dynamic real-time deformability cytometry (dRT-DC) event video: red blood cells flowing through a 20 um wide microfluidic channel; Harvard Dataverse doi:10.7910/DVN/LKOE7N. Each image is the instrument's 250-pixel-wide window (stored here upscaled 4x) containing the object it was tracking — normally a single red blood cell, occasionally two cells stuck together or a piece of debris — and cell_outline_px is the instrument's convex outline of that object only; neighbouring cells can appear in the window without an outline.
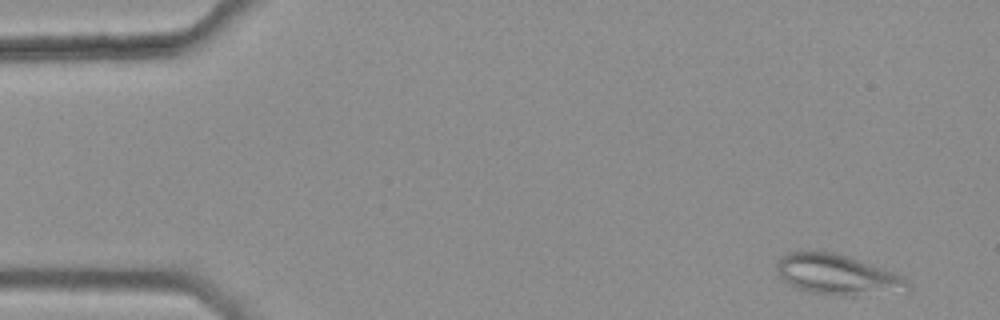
{"species": "common noctule bat (a hibernating species)", "species_latin": "Nyctalus noctula", "temperature_condition": "warm", "stored_images_in_passage": 3, "camera_frame_rate_fps": 3000, "um_per_image_px": 0.085, "animal": {"sex": "female", "body_mass_g": 25.1}, "frame": {"image": 1, "passage_image": 1, "time_ms": 0.0, "image_size_px": [1000, 320], "cell_outline_px": [[912, 288], [908, 292], [856, 296], [836, 296], [812, 292], [788, 284], [776, 272], [776, 264], [780, 256], [788, 252], [820, 248], [836, 252], [848, 256], [892, 272], [900, 276]], "centroid_in_image_um": [71.14, 23.32], "position_along_channel_um": 13.9, "area_um2": 31.5}}